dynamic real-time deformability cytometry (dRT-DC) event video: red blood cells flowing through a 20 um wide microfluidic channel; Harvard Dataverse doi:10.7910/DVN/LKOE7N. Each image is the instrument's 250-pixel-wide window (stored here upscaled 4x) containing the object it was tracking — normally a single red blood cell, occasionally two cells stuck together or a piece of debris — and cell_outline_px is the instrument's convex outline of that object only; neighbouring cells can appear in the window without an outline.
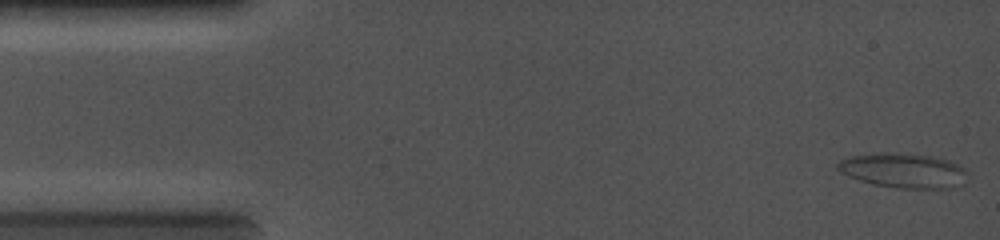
{"species": "common noctule bat (a hibernating species)", "species_latin": "Nyctalus noctula", "temperature_condition": "cold", "stored_images_in_passage": 19, "camera_frame_rate_fps": 5000, "um_per_image_px": 0.085, "animal": {"sex": "female", "body_mass_g": 19.0, "forearm_length_mm": 56.7}, "frame": {"image": 1, "passage_image": 1, "time_ms": 0.0, "image_size_px": [1000, 240], "cell_outline_px": [[968, 168], [964, 184], [952, 188], [896, 188], [872, 184], [848, 176], [840, 172], [836, 168], [836, 164], [840, 160], [852, 156], [888, 152], [932, 156], [952, 160]], "centroid_in_image_um": [76.85, 14.5], "position_along_channel_um": 8.1, "area_um2": 26.53}}
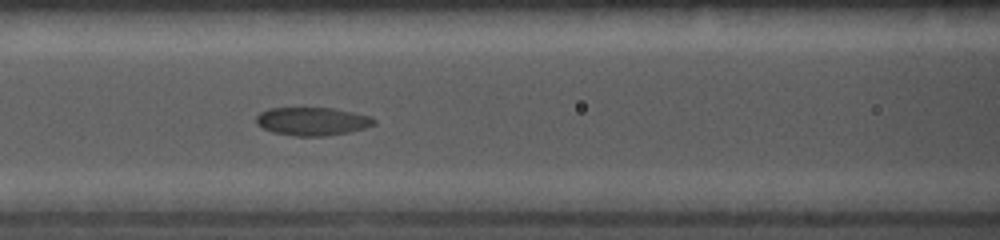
{"frame": {"image": 2, "passage_image": 12, "time_ms": 5.6, "image_size_px": [1000, 240], "cell_outline_px": [[376, 124], [364, 128], [348, 132], [324, 136], [296, 136], [272, 132], [256, 124], [256, 116], [260, 112], [268, 108], [332, 108], [372, 116], [376, 120]], "centroid_in_image_um": [26.54, 10.31], "position_along_channel_um": 140.1, "area_um2": 19.36}}
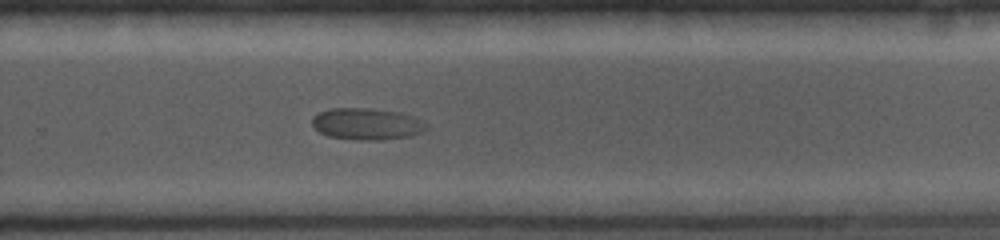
{"frame": {"image": 3, "passage_image": 19, "time_ms": 9.2, "image_size_px": [1000, 240], "cell_outline_px": [[428, 128], [420, 132], [408, 136], [384, 140], [356, 140], [328, 136], [320, 132], [312, 124], [312, 116], [316, 112], [328, 108], [372, 108], [400, 112], [424, 120], [428, 124]], "centroid_in_image_um": [31.17, 10.52], "position_along_channel_um": 298.6, "area_um2": 21.39}}